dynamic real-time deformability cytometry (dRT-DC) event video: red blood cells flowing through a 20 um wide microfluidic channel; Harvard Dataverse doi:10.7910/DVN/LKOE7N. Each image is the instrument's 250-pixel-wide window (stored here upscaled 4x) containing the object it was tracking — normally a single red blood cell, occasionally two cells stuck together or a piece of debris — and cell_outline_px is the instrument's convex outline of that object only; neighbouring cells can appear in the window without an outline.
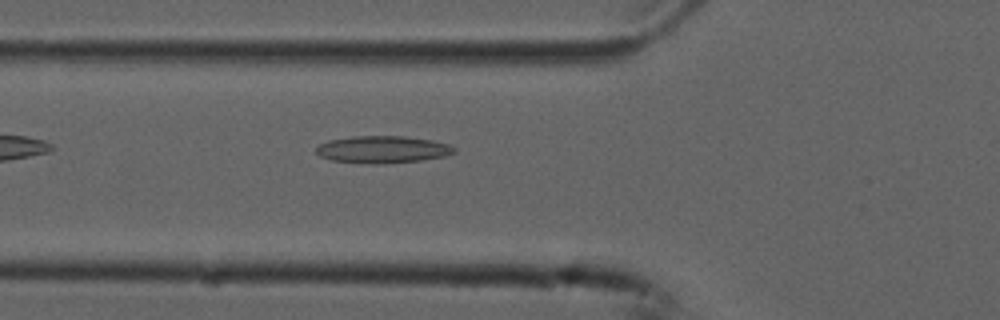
{"species": "common noctule bat (a hibernating species)", "species_latin": "Nyctalus noctula", "temperature_condition": "cold", "stored_images_in_passage": 37, "camera_frame_rate_fps": 3000, "um_per_image_px": 0.085, "animal": {"sex": "male", "forearm_length_mm": 52.5}, "frame": {"image": 1, "passage_image": 4, "time_ms": 1.0, "image_size_px": [1000, 320], "cell_outline_px": [[456, 152], [444, 156], [420, 160], [376, 164], [332, 160], [320, 156], [316, 152], [316, 148], [320, 144], [328, 140], [352, 136], [404, 136], [432, 140], [448, 144], [456, 148]], "centroid_in_image_um": [32.52, 12.69], "position_along_channel_um": 93.3, "area_um2": 21.68}}
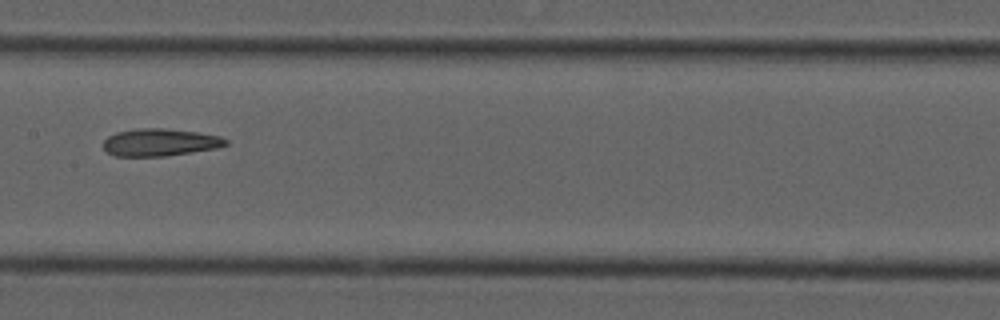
{"frame": {"image": 2, "passage_image": 12, "time_ms": 3.667, "image_size_px": [1000, 320], "cell_outline_px": [[228, 144], [216, 148], [164, 156], [116, 156], [108, 152], [104, 148], [104, 140], [108, 136], [116, 132], [136, 128], [164, 128], [196, 132], [220, 136], [228, 140]], "centroid_in_image_um": [13.58, 12.09], "position_along_channel_um": 193.8, "area_um2": 19.42}}
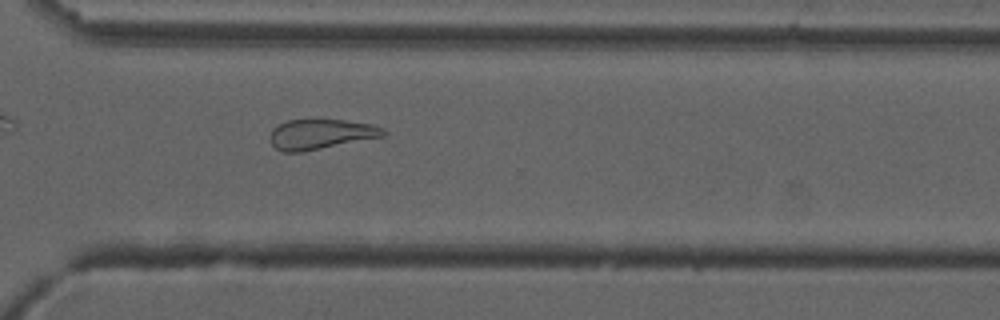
{"frame": {"image": 3, "passage_image": 24, "time_ms": 7.667, "image_size_px": [1000, 320], "cell_outline_px": [[388, 132], [384, 136], [304, 152], [284, 152], [276, 148], [272, 144], [268, 136], [272, 128], [288, 120], [344, 120], [372, 124], [384, 128]], "centroid_in_image_um": [27.27, 11.41], "position_along_channel_um": 343.3, "area_um2": 19.94}, "authors_computed_cell_mechanics": {"area_um2": 20.0566, "velocity_mm_per_s": 3.7449, "shape_relaxation_time_tau1_ms": null, "shape_relaxation_time_tau2_ms": 2.885, "deformation_change_tau1": null, "deformation_change_tau2": 0.1183}}